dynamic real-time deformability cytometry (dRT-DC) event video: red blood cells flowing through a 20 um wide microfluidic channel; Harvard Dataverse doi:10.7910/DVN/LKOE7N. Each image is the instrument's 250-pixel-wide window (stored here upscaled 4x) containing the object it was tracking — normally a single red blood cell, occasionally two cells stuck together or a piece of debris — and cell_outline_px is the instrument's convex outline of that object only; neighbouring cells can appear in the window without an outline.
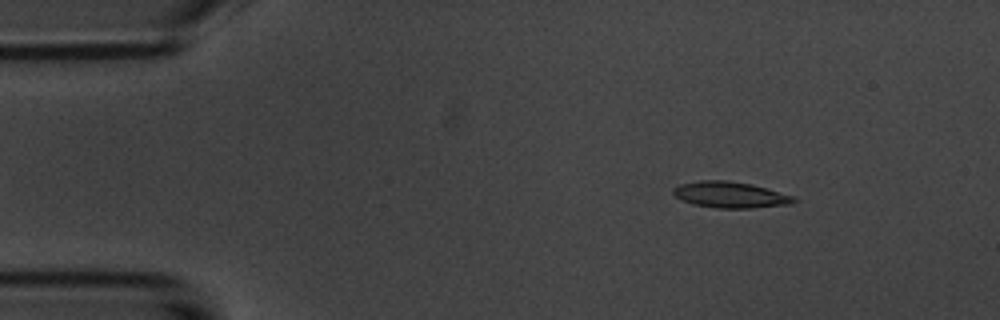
{"species": "common noctule bat (a hibernating species)", "species_latin": "Nyctalus noctula", "temperature_condition": "room temperature", "stored_images_in_passage": 4, "camera_frame_rate_fps": 3000, "um_per_image_px": 0.085, "animal": {"sex": "male", "body_mass_g": 20.1, "forearm_length_mm": 53.5}, "frame": {"image": 1, "passage_image": 2, "time_ms": 1.333, "image_size_px": [1000, 320], "cell_outline_px": [[800, 200], [788, 204], [752, 208], [716, 208], [692, 204], [680, 200], [672, 192], [672, 188], [680, 184], [700, 180], [728, 180], [752, 184], [796, 196]], "centroid_in_image_um": [62.08, 16.55], "position_along_channel_um": 22.9, "area_um2": 18.61}}